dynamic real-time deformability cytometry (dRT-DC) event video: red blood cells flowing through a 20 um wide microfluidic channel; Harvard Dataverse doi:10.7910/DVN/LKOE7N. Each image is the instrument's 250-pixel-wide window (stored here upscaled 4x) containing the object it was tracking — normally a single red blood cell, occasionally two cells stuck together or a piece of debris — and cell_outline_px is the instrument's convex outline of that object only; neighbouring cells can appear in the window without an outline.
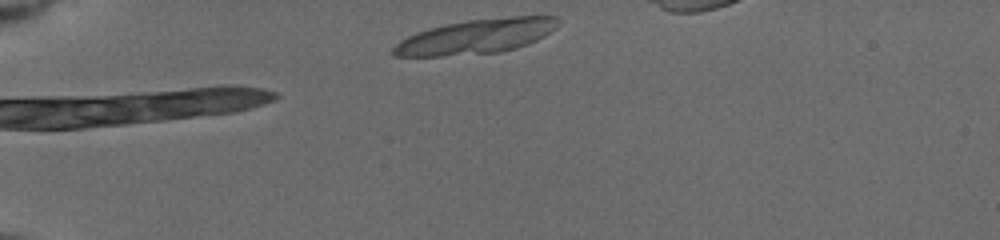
{"species": "common noctule bat (a hibernating species)", "species_latin": "Nyctalus noctula", "temperature_condition": "cold", "stored_images_in_passage": 11, "camera_frame_rate_fps": 3000, "um_per_image_px": 0.085, "animal": {"sex": "female", "body_mass_g": 19.5, "forearm_length_mm": 54.1}, "frame": {"image": 1, "passage_image": 1, "time_ms": 0.0, "image_size_px": [1000, 240], "cell_outline_px": [[560, 20], [556, 28], [544, 36], [536, 40], [516, 48], [500, 52], [440, 56], [396, 56], [392, 52], [392, 48], [400, 40], [416, 32], [428, 28], [468, 20], [512, 16], [560, 16]], "centroid_in_image_um": [40.5, 3.09], "position_along_channel_um": 44.5, "area_um2": 33.06}}